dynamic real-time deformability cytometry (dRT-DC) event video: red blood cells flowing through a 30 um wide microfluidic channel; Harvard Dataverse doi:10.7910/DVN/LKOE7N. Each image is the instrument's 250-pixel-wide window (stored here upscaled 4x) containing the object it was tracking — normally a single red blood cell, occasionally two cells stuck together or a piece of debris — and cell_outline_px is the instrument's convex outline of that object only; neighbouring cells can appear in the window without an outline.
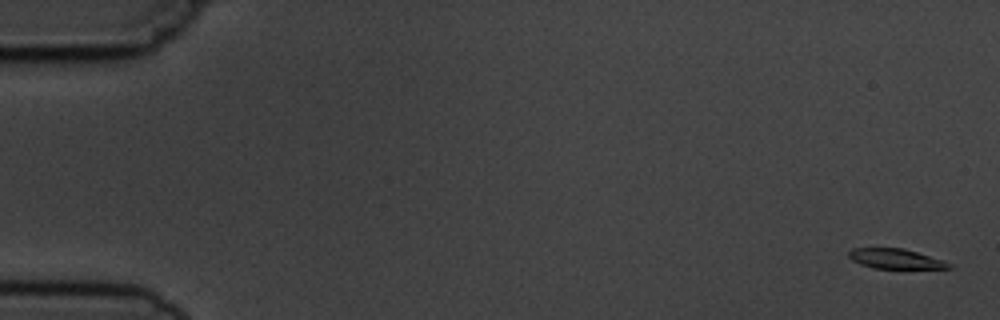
{"species": "common noctule bat (a hibernating species)", "species_latin": "Nyctalus noctula", "temperature_condition": "cold", "stored_images_in_passage": 5, "camera_frame_rate_fps": 3000, "um_per_image_px": 0.085, "animal": {"sex": "male", "body_mass_g": 19.5, "forearm_length_mm": 54.6}, "frame": {"image": 1, "passage_image": 1, "time_ms": 0.0, "image_size_px": [1000, 320], "cell_outline_px": [[952, 268], [872, 268], [860, 264], [852, 260], [848, 256], [848, 252], [852, 248], [904, 248], [944, 260], [952, 264]], "centroid_in_image_um": [76.11, 21.99], "position_along_channel_um": 8.9, "area_um2": 11.62}}